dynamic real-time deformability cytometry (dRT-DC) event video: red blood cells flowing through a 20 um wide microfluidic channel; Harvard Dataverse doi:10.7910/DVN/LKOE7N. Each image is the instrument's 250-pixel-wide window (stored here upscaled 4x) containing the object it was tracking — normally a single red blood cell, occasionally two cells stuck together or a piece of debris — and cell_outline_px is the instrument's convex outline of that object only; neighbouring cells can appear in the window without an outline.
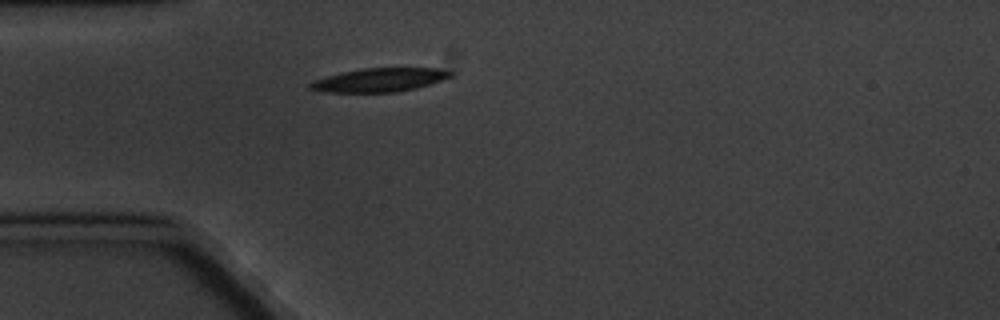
{"species": "common noctule bat (a hibernating species)", "species_latin": "Nyctalus noctula", "temperature_condition": "cold", "stored_images_in_passage": 6, "camera_frame_rate_fps": 3000, "um_per_image_px": 0.085, "animal": {"sex": "male", "body_mass_g": 20.1, "forearm_length_mm": 53.5}, "frame": {"image": 1, "passage_image": 6, "time_ms": 6.0, "image_size_px": [1000, 320], "cell_outline_px": [[452, 76], [416, 88], [396, 92], [324, 92], [308, 88], [308, 84], [316, 80], [340, 72], [360, 68], [440, 68], [452, 72]], "centroid_in_image_um": [32.23, 6.79], "position_along_channel_um": 52.8, "area_um2": 19.19}}